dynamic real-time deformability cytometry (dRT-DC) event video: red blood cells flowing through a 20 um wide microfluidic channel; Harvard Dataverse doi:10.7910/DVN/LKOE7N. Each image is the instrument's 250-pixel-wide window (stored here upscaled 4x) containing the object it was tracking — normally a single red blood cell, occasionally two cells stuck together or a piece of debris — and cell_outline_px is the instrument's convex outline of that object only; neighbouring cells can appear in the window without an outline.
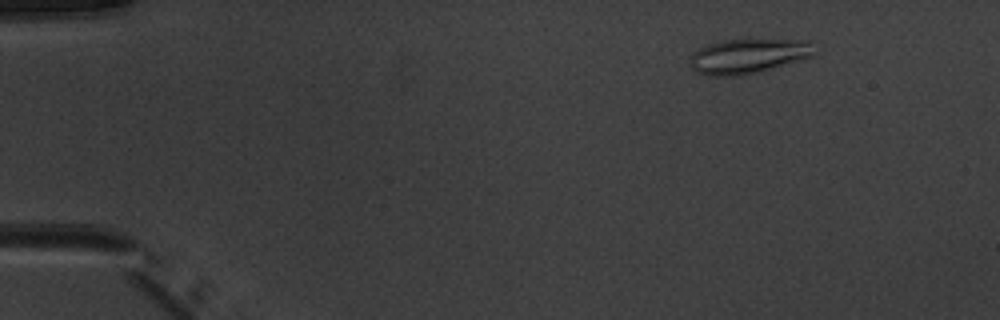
{"species": "common noctule bat (a hibernating species)", "species_latin": "Nyctalus noctula", "temperature_condition": "warm", "stored_images_in_passage": 45, "camera_frame_rate_fps": 3000, "um_per_image_px": 0.085, "animal": {"sex": "male", "body_mass_g": 20.1, "forearm_length_mm": 53.5}, "frame": {"image": 1, "passage_image": 1, "time_ms": 0.0, "image_size_px": [1000, 320], "cell_outline_px": [[816, 52], [812, 56], [760, 72], [740, 76], [712, 76], [696, 72], [688, 64], [688, 60], [692, 52], [708, 44], [720, 40], [808, 40]], "centroid_in_image_um": [63.53, 4.78], "position_along_channel_um": 21.5, "area_um2": 25.26}}
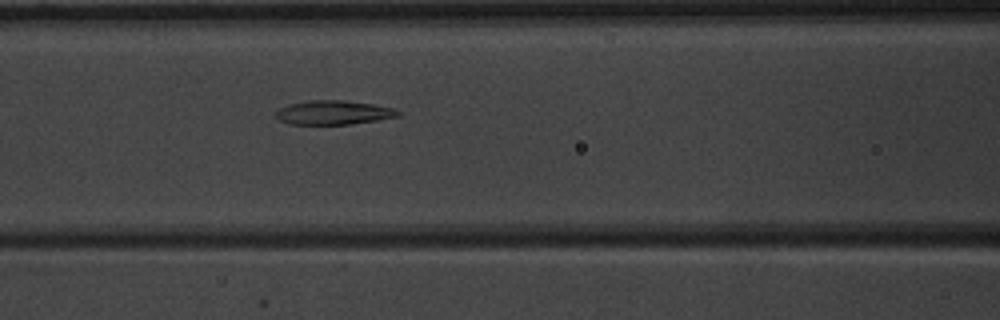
{"frame": {"image": 2, "passage_image": 17, "time_ms": 5.333, "image_size_px": [1000, 320], "cell_outline_px": [[400, 116], [352, 124], [288, 124], [280, 120], [276, 116], [276, 112], [280, 108], [292, 104], [312, 100], [344, 100], [372, 104], [392, 108], [400, 112]], "centroid_in_image_um": [28.36, 9.57], "position_along_channel_um": 138.2, "area_um2": 16.88}}
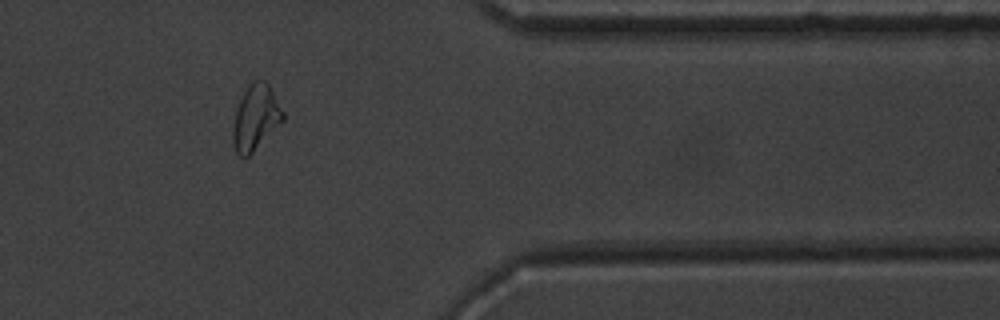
{"frame": {"image": 3, "passage_image": 37, "time_ms": 12.0, "image_size_px": [1000, 320], "cell_outline_px": [[284, 120], [248, 156], [240, 156], [236, 152], [232, 136], [232, 132], [236, 108], [248, 84], [252, 80], [264, 80], [268, 84], [284, 112]], "centroid_in_image_um": [21.72, 9.97], "position_along_channel_um": 389.7, "area_um2": 18.73}, "authors_computed_cell_mechanics": {"area_um2": 18.0914, "velocity_mm_per_s": 4.0002, "shape_relaxation_time_tau1_ms": null, "shape_relaxation_time_tau2_ms": 2.5159, "deformation_change_tau1": null, "deformation_change_tau2": 0.0982}}